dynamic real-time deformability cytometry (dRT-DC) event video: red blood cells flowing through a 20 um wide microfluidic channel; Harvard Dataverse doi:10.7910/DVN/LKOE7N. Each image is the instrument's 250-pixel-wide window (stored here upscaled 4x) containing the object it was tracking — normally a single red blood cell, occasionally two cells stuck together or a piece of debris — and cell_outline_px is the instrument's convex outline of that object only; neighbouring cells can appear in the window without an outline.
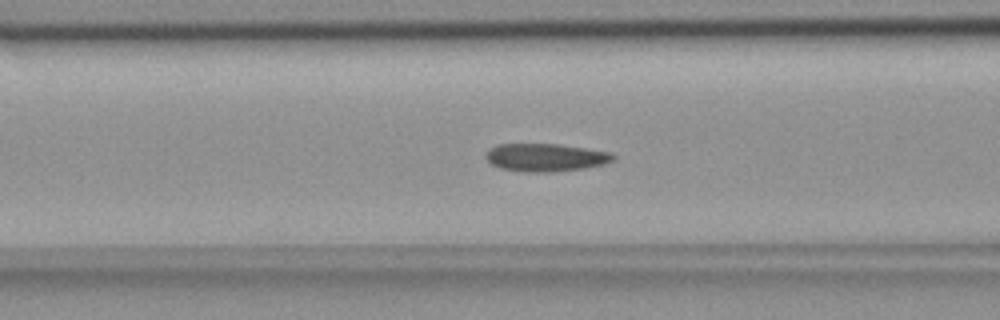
{"species": "common noctule bat (a hibernating species)", "species_latin": "Nyctalus noctula", "temperature_condition": "room temperature", "stored_images_in_passage": 56, "camera_frame_rate_fps": 3000, "um_per_image_px": 0.085, "animal": {"sex": "female", "body_mass_g": 18.4}, "frame": {"image": 1, "passage_image": 22, "time_ms": 7.0, "image_size_px": [1000, 320], "cell_outline_px": [[616, 160], [604, 164], [584, 168], [552, 172], [520, 172], [500, 168], [492, 164], [484, 156], [484, 152], [488, 148], [496, 144], [560, 144], [612, 152], [616, 156]], "centroid_in_image_um": [46.37, 13.38], "position_along_channel_um": 120.2, "area_um2": 21.1}}
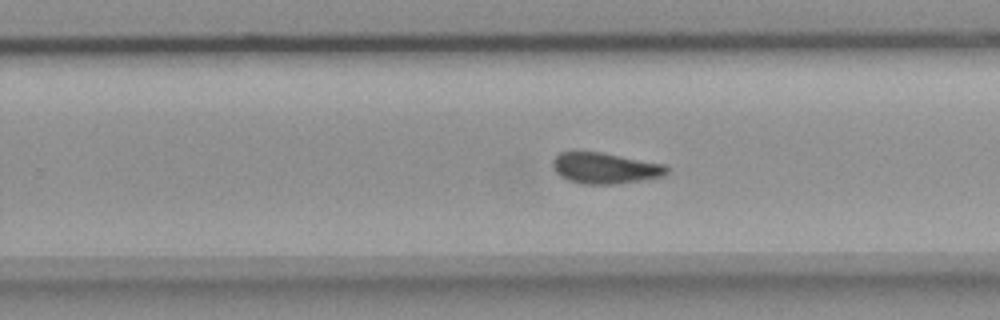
{"frame": {"image": 2, "passage_image": 35, "time_ms": 11.333, "image_size_px": [1000, 320], "cell_outline_px": [[668, 172], [660, 176], [640, 180], [616, 184], [584, 184], [568, 180], [560, 176], [552, 168], [552, 160], [560, 152], [604, 152], [664, 164], [668, 168]], "centroid_in_image_um": [51.39, 14.28], "position_along_channel_um": 278.4, "area_um2": 20.52}}
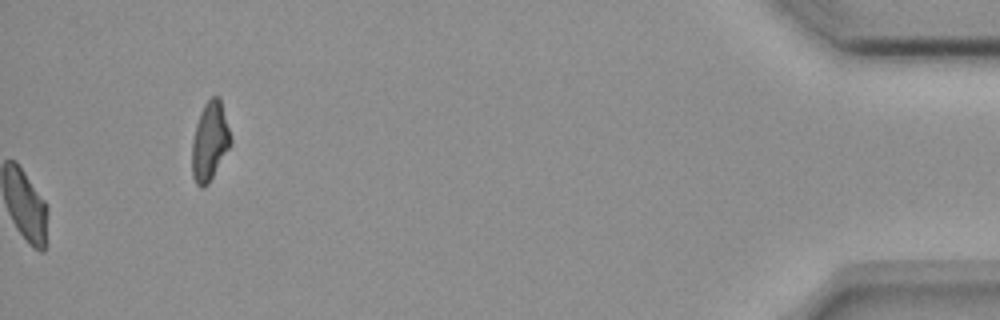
{"frame": {"image": 3, "passage_image": 56, "time_ms": 18.333, "image_size_px": [1000, 320], "cell_outline_px": [[232, 144], [208, 184], [204, 188], [200, 188], [196, 184], [192, 176], [192, 140], [196, 124], [200, 112], [204, 104], [212, 96], [220, 96], [232, 140]], "centroid_in_image_um": [17.83, 12.02], "position_along_channel_um": 417.4, "area_um2": 17.92}, "authors_computed_cell_mechanics": {"area_um2": 20.4901, "velocity_mm_per_s": 3.6568, "shape_relaxation_time_tau1_ms": 9.1946, "shape_relaxation_time_tau2_ms": 2.4773, "deformation_change_tau1": 0.183, "deformation_change_tau2": 0.0742}}